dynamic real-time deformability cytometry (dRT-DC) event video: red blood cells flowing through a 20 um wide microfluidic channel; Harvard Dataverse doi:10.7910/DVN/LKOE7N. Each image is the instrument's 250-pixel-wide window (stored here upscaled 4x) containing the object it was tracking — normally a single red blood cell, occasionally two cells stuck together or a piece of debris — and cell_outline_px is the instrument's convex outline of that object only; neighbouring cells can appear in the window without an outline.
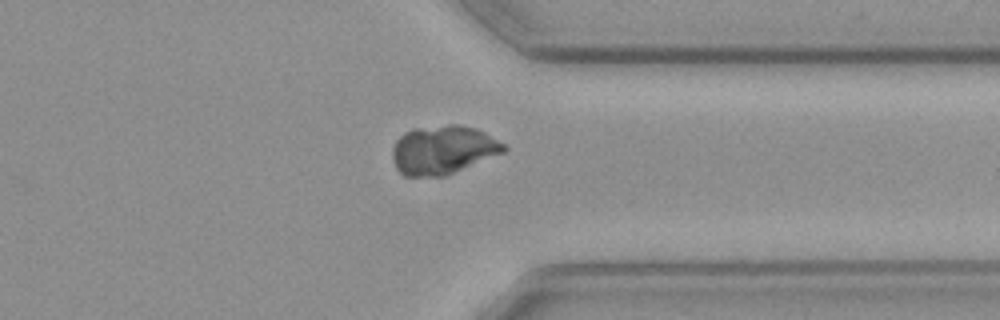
{"species": "common noctule bat (a hibernating species)", "species_latin": "Nyctalus noctula", "temperature_condition": "cold", "stored_images_in_passage": 56, "camera_frame_rate_fps": 3000, "um_per_image_px": 0.085, "animal": {"sex": "female", "body_mass_g": 19.3, "forearm_length_mm": 54.1}, "frame": {"image": 1, "passage_image": 44, "time_ms": 14.333, "image_size_px": [1000, 320], "cell_outline_px": [[508, 148], [504, 152], [444, 176], [404, 176], [396, 168], [392, 156], [392, 148], [396, 140], [404, 132], [412, 128], [448, 124], [460, 124], [476, 128], [484, 132], [504, 144]], "centroid_in_image_um": [37.63, 12.72], "position_along_channel_um": 373.8, "area_um2": 31.62}}
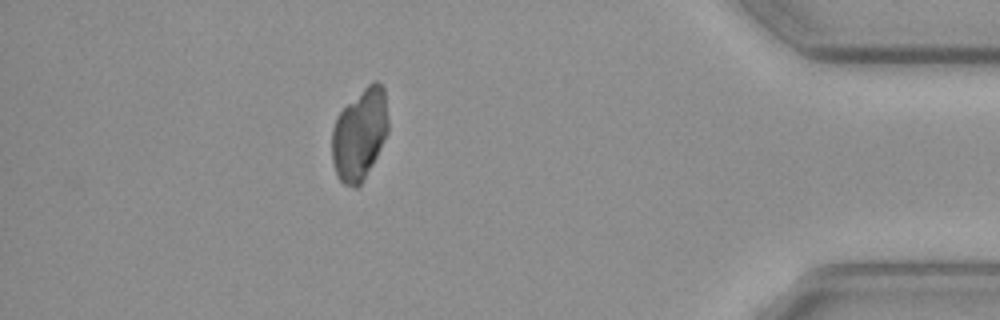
{"frame": {"image": 2, "passage_image": 50, "time_ms": 16.333, "image_size_px": [1000, 320], "cell_outline_px": [[388, 132], [372, 164], [360, 184], [356, 188], [352, 188], [344, 184], [340, 180], [336, 172], [332, 160], [332, 128], [336, 116], [372, 80], [376, 80], [384, 88], [388, 120]], "centroid_in_image_um": [30.56, 11.41], "position_along_channel_um": 404.6, "area_um2": 29.71}}